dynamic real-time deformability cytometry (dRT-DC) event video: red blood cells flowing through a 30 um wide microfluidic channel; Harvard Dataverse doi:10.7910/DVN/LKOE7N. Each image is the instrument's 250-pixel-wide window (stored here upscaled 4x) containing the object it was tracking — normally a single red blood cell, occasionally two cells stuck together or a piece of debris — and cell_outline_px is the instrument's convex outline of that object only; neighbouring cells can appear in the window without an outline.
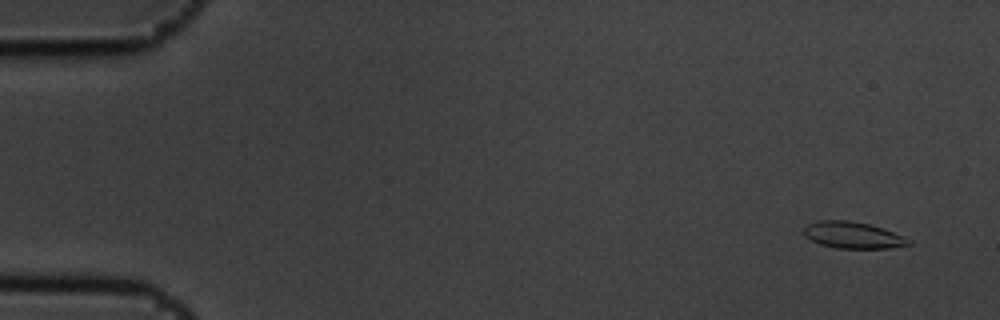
{"species": "common noctule bat (a hibernating species)", "species_latin": "Nyctalus noctula", "temperature_condition": "cold", "stored_images_in_passage": 4, "camera_frame_rate_fps": 3000, "um_per_image_px": 0.085, "animal": {"sex": "male", "body_mass_g": 19.5, "forearm_length_mm": 54.6}, "frame": {"image": 1, "passage_image": 1, "time_ms": 0.0, "image_size_px": [1000, 320], "cell_outline_px": [[912, 244], [888, 248], [836, 248], [820, 244], [804, 236], [804, 228], [808, 224], [820, 220], [848, 220], [868, 224], [904, 236], [912, 240]], "centroid_in_image_um": [72.49, 19.99], "position_along_channel_um": 12.5, "area_um2": 16.07}}
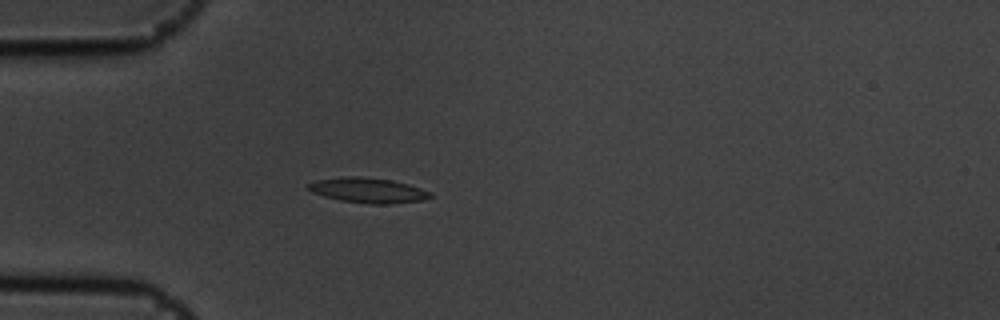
{"frame": {"image": 2, "passage_image": 4, "time_ms": 1.0, "image_size_px": [1000, 320], "cell_outline_px": [[432, 196], [424, 200], [388, 204], [368, 204], [340, 200], [324, 196], [312, 192], [308, 188], [308, 184], [316, 180], [348, 176], [360, 176], [392, 180], [408, 184], [432, 192]], "centroid_in_image_um": [31.31, 16.18], "position_along_channel_um": 53.7, "area_um2": 17.8}}